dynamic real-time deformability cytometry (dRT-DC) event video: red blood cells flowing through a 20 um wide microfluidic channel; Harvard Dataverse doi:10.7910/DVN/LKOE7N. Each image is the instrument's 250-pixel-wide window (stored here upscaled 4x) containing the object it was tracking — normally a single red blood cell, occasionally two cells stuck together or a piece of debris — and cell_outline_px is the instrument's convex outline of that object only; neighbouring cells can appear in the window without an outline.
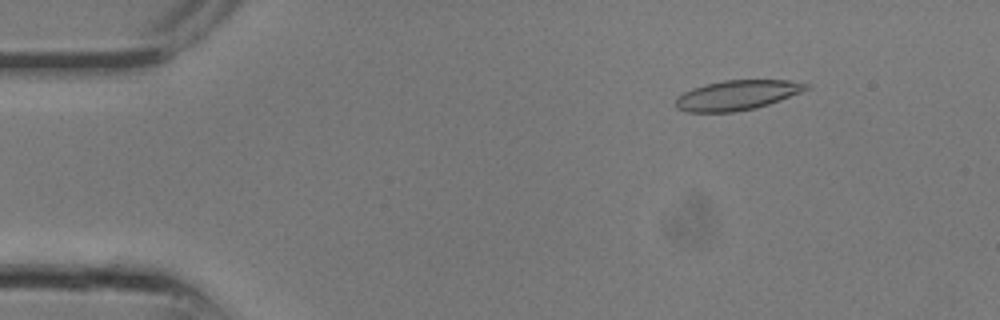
{"species": "common noctule bat (a hibernating species)", "species_latin": "Nyctalus noctula", "temperature_condition": "room temperature", "stored_images_in_passage": 10, "camera_frame_rate_fps": 3000, "um_per_image_px": 0.085, "animal": {"sex": "male", "body_mass_g": 13.3}, "frame": {"image": 1, "passage_image": 4, "time_ms": 1.0, "image_size_px": [1000, 320], "cell_outline_px": [[808, 88], [800, 92], [780, 100], [756, 108], [736, 112], [688, 112], [676, 108], [676, 100], [684, 92], [708, 84], [724, 80], [788, 80], [808, 84]], "centroid_in_image_um": [62.66, 8.1], "position_along_channel_um": 22.3, "area_um2": 22.25}}
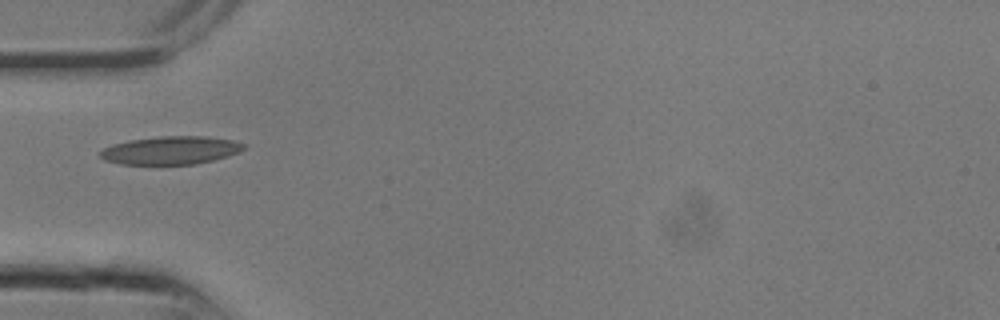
{"frame": {"image": 2, "passage_image": 9, "time_ms": 2.667, "image_size_px": [1000, 320], "cell_outline_px": [[244, 148], [240, 152], [228, 156], [196, 164], [120, 164], [104, 160], [100, 156], [100, 152], [104, 148], [112, 144], [132, 140], [160, 136], [204, 136], [232, 140], [244, 144]], "centroid_in_image_um": [14.51, 12.78], "position_along_channel_um": 70.5, "area_um2": 23.35}}